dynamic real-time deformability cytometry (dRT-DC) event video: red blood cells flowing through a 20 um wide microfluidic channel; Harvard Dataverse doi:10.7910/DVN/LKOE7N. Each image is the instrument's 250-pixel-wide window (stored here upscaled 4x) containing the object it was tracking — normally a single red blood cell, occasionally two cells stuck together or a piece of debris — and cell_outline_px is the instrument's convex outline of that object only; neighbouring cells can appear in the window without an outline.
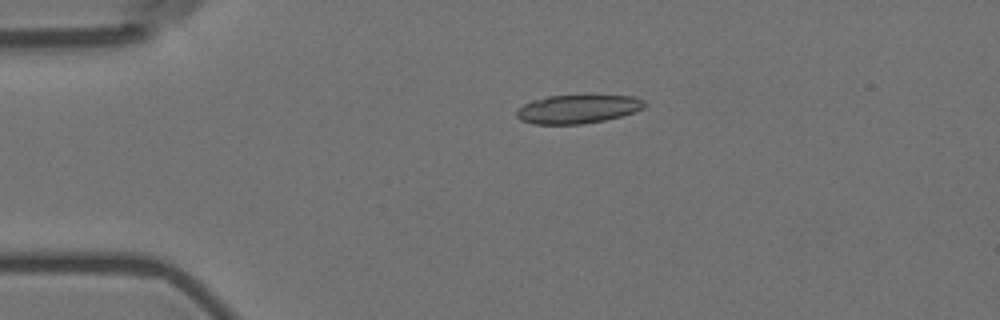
{"species": "Egyptian fruit bat (a non-hibernating species)", "species_latin": "Rousettus aegyptiacus", "temperature_condition": "room temperature", "stored_images_in_passage": 2, "camera_frame_rate_fps": 3000, "um_per_image_px": 0.085, "animal": {"sex": "female"}, "frame": {"image": 1, "passage_image": 1, "time_ms": 0.0, "image_size_px": [1000, 320], "cell_outline_px": [[648, 104], [644, 108], [636, 112], [604, 120], [584, 124], [532, 124], [520, 120], [516, 116], [516, 112], [524, 104], [532, 100], [548, 96], [636, 96], [644, 100]], "centroid_in_image_um": [49.13, 9.28], "position_along_channel_um": 35.9, "area_um2": 21.33}}